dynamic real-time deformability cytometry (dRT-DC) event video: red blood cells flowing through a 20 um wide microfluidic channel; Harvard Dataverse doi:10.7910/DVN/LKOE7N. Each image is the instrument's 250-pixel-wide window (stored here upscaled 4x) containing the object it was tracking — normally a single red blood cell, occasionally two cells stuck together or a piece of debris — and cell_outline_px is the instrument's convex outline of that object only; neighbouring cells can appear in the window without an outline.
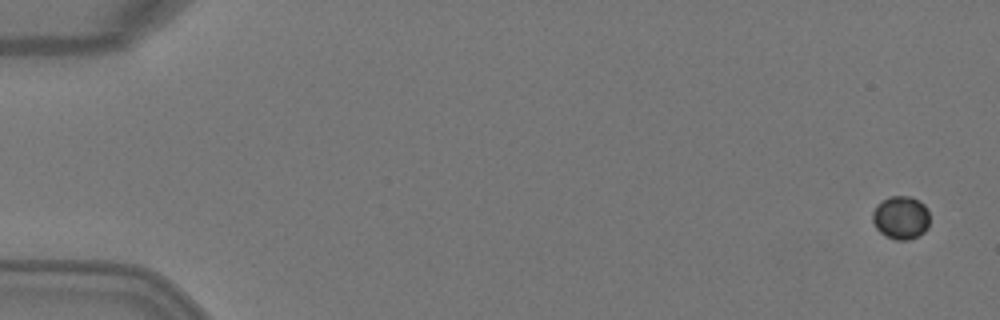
{"species": "Egyptian fruit bat (a non-hibernating species)", "species_latin": "Rousettus aegyptiacus", "temperature_condition": "warm", "stored_images_in_passage": 4, "camera_frame_rate_fps": 3000, "um_per_image_px": 0.085, "animal": {"sex": "female"}, "frame": {"image": 1, "passage_image": 1, "time_ms": 0.0, "image_size_px": [1000, 320], "cell_outline_px": [[928, 228], [920, 236], [908, 240], [896, 240], [884, 236], [876, 228], [872, 220], [872, 212], [876, 204], [892, 196], [912, 196], [920, 200], [924, 204], [928, 212]], "centroid_in_image_um": [76.57, 18.5], "position_along_channel_um": 8.4, "area_um2": 14.62}}